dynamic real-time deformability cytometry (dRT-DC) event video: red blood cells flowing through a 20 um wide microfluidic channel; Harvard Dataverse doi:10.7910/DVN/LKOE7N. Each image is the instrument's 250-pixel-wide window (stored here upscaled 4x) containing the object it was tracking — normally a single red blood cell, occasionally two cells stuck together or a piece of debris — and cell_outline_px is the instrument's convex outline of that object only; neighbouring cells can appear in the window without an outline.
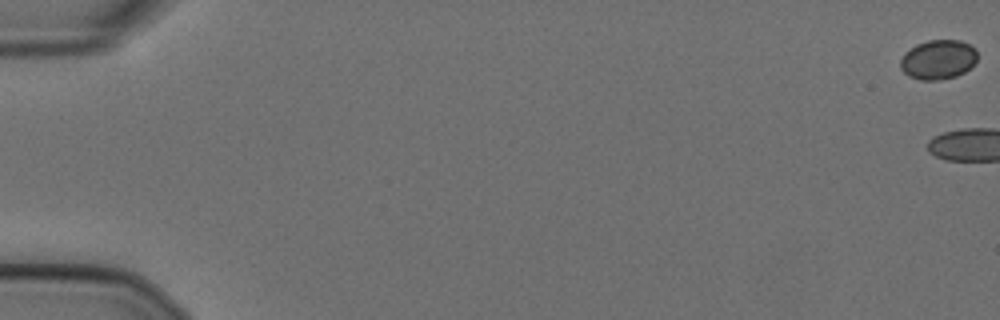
{"species": "Egyptian fruit bat (a non-hibernating species)", "species_latin": "Rousettus aegyptiacus", "temperature_condition": "cold", "stored_images_in_passage": 4, "camera_frame_rate_fps": 3000, "um_per_image_px": 0.085, "animal": {"sex": "female"}, "frame": {"image": 1, "passage_image": 1, "time_ms": 0.0, "image_size_px": [1000, 320], "cell_outline_px": [[976, 60], [964, 72], [956, 76], [940, 80], [920, 80], [908, 76], [900, 68], [900, 60], [904, 52], [916, 44], [928, 40], [960, 40], [976, 48]], "centroid_in_image_um": [79.71, 5.06], "position_along_channel_um": 5.3, "area_um2": 17.74}}